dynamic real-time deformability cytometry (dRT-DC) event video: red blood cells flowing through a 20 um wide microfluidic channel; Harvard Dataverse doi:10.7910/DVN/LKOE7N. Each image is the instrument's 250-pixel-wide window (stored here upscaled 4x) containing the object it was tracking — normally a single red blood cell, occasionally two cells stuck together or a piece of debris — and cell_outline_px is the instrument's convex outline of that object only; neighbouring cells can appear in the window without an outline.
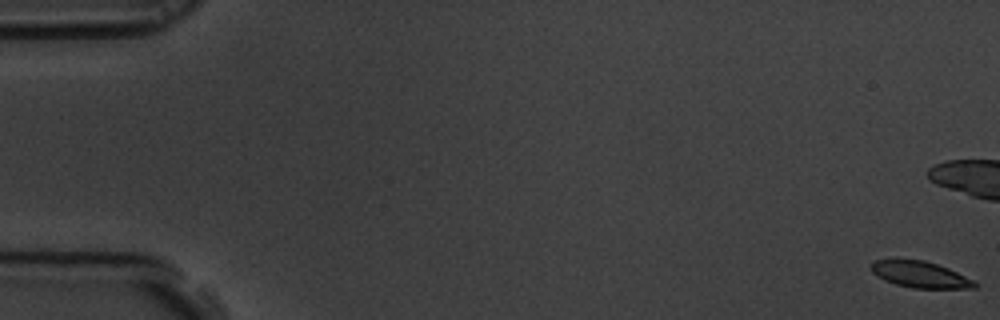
{"species": "common noctule bat (a hibernating species)", "species_latin": "Nyctalus noctula", "temperature_condition": "room temperature", "stored_images_in_passage": 62, "camera_frame_rate_fps": 3000, "um_per_image_px": 0.085, "animal": {"sex": "male", "body_mass_g": 19.5, "forearm_length_mm": 54.6}, "frame": {"image": 1, "passage_image": 1, "time_ms": 0.0, "image_size_px": [1000, 320], "cell_outline_px": [[980, 284], [976, 288], [912, 288], [896, 284], [884, 280], [876, 276], [872, 272], [872, 260], [924, 260], [948, 268], [976, 280]], "centroid_in_image_um": [78.28, 23.35], "position_along_channel_um": 6.7, "area_um2": 15.9}, "authors_computed_cell_mechanics": {"area_um2": 17.2822, "velocity_mm_per_s": 3.4354, "shape_relaxation_time_tau1_ms": 3.8278, "shape_relaxation_time_tau2_ms": 2.3038, "deformation_change_tau1": 0.1255, "deformation_change_tau2": 0.0682}}